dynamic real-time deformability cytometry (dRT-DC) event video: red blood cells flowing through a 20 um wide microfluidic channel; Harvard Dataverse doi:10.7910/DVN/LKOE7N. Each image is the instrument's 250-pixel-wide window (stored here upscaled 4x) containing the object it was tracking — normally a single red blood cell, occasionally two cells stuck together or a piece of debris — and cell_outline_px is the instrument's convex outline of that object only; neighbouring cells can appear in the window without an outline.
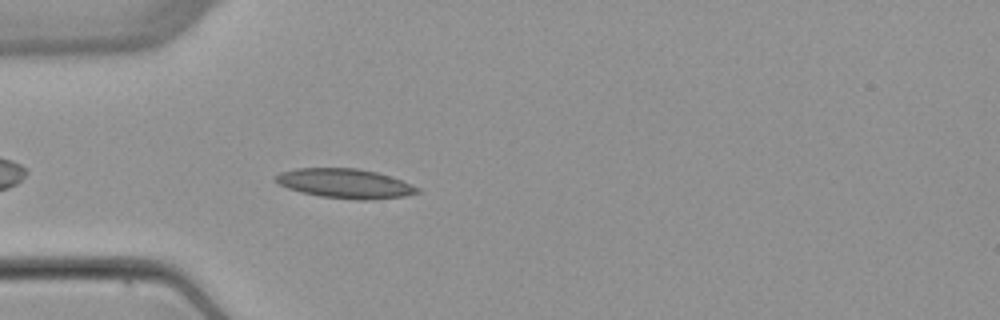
{"species": "common noctule bat (a hibernating species)", "species_latin": "Nyctalus noctula", "temperature_condition": "warm", "stored_images_in_passage": 4, "camera_frame_rate_fps": 3000, "um_per_image_px": 0.085, "animal": {"sex": "female", "body_mass_g": 22.7, "forearm_length_mm": 54.2}, "frame": {"image": 1, "passage_image": 4, "time_ms": 4.333, "image_size_px": [1000, 320], "cell_outline_px": [[420, 192], [404, 196], [368, 200], [356, 200], [320, 196], [300, 192], [288, 188], [280, 184], [276, 180], [276, 176], [280, 172], [296, 168], [356, 168], [376, 172], [392, 176], [420, 188]], "centroid_in_image_um": [29.35, 15.6], "position_along_channel_um": 55.6, "area_um2": 24.28}}